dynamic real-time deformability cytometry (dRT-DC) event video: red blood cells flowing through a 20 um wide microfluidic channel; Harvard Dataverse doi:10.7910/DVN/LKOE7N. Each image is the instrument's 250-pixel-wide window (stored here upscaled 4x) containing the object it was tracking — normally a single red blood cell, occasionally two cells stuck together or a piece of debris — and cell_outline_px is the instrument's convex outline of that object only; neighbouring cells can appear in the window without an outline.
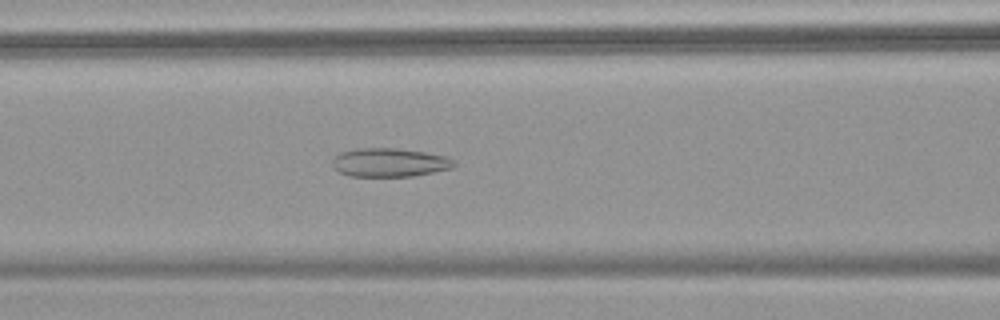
{"species": "common noctule bat (a hibernating species)", "species_latin": "Nyctalus noctula", "temperature_condition": "warm", "stored_images_in_passage": 45, "camera_frame_rate_fps": 3000, "um_per_image_px": 0.085, "animal": {"sex": "female", "body_mass_g": 18.4}, "frame": {"image": 1, "passage_image": 14, "time_ms": 4.333, "image_size_px": [1000, 320], "cell_outline_px": [[456, 164], [452, 168], [412, 176], [352, 176], [340, 172], [332, 164], [332, 160], [340, 152], [356, 148], [396, 148], [424, 152], [448, 156], [456, 160]], "centroid_in_image_um": [33.15, 13.8], "position_along_channel_um": 133.5, "area_um2": 20.29}}
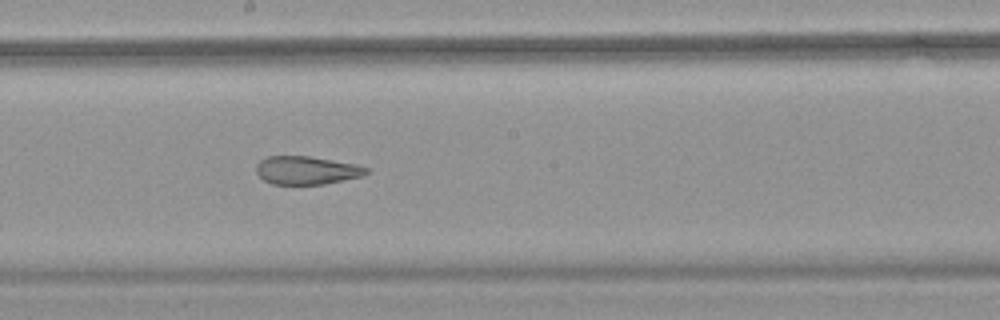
{"frame": {"image": 2, "passage_image": 21, "time_ms": 6.667, "image_size_px": [1000, 320], "cell_outline_px": [[368, 172], [360, 176], [324, 184], [272, 184], [264, 180], [256, 172], [256, 164], [260, 160], [268, 156], [308, 156], [356, 164], [368, 168]], "centroid_in_image_um": [26.02, 14.47], "position_along_channel_um": 222.2, "area_um2": 17.92}}
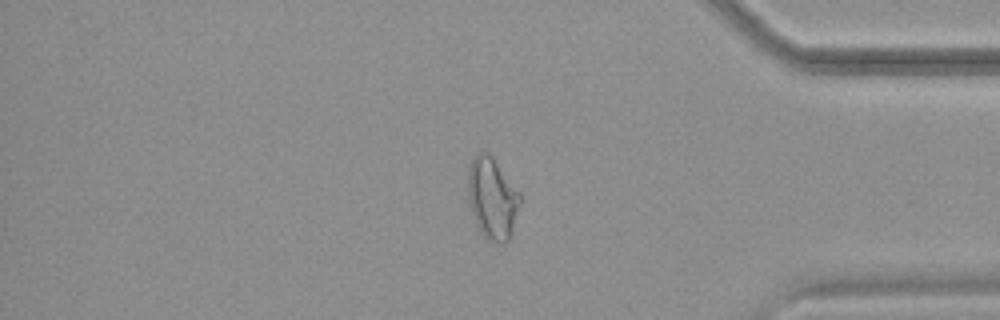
{"frame": {"image": 3, "passage_image": 36, "time_ms": 11.667, "image_size_px": [1000, 320], "cell_outline_px": [[520, 204], [508, 240], [504, 244], [500, 244], [488, 240], [480, 232], [476, 224], [472, 212], [468, 196], [468, 168], [472, 160], [480, 152], [488, 152], [492, 156], [520, 192]], "centroid_in_image_um": [41.84, 16.86], "position_along_channel_um": 393.4, "area_um2": 24.51}, "authors_computed_cell_mechanics": {"area_um2": 22.831, "velocity_mm_per_s": 3.8162, "shape_relaxation_time_tau1_ms": null, "shape_relaxation_time_tau2_ms": 1.7989, "deformation_change_tau1": null, "deformation_change_tau2": 0.1002}}